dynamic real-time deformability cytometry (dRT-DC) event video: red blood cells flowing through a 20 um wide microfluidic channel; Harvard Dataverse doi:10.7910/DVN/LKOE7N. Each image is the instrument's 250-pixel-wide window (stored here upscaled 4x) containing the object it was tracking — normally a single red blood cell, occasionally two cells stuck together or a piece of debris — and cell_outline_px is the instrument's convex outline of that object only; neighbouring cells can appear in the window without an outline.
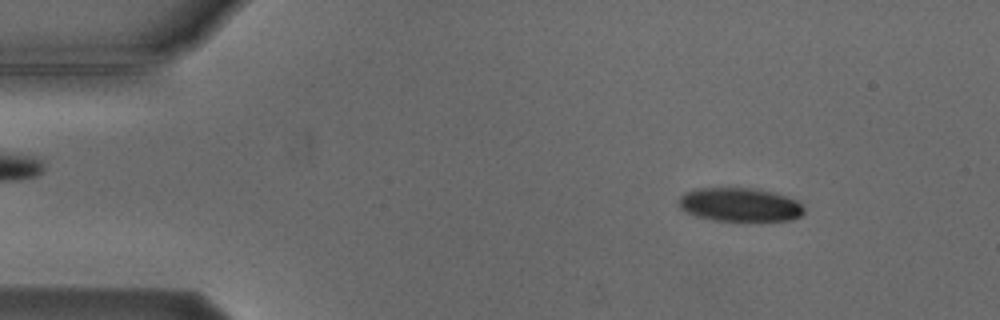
{"species": "Egyptian fruit bat (a non-hibernating species)", "species_latin": "Rousettus aegyptiacus", "temperature_condition": "cold", "stored_images_in_passage": 4, "camera_frame_rate_fps": 3000, "um_per_image_px": 0.085, "animal": {"sex": "male"}, "frame": {"image": 1, "passage_image": 2, "time_ms": 1.0, "image_size_px": [1000, 320], "cell_outline_px": [[804, 212], [800, 216], [788, 220], [716, 220], [696, 216], [680, 208], [676, 204], [676, 200], [684, 192], [696, 188], [760, 188], [776, 192], [788, 196], [796, 200], [804, 208]], "centroid_in_image_um": [62.85, 17.37], "position_along_channel_um": 22.1, "area_um2": 24.74}}